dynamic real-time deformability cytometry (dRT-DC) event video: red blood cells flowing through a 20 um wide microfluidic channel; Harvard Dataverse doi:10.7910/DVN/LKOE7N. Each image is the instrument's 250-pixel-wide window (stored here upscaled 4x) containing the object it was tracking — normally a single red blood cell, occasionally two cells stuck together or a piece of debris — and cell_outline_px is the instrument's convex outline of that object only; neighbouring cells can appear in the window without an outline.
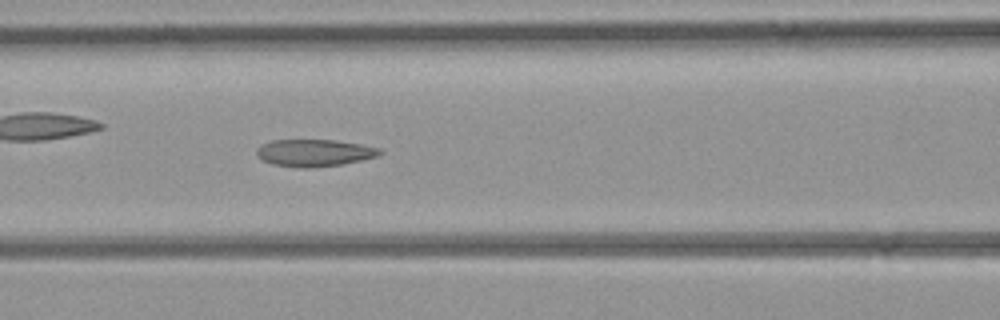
{"species": "common noctule bat (a hibernating species)", "species_latin": "Nyctalus noctula", "temperature_condition": "room temperature", "stored_images_in_passage": 40, "camera_frame_rate_fps": 3000, "um_per_image_px": 0.085, "animal": {"sex": "female", "body_mass_g": 21.9}, "frame": {"image": 1, "passage_image": 14, "time_ms": 4.333, "image_size_px": [1000, 320], "cell_outline_px": [[384, 152], [380, 156], [344, 164], [312, 168], [300, 168], [272, 164], [256, 156], [256, 148], [272, 140], [332, 140], [360, 144], [380, 148]], "centroid_in_image_um": [26.75, 13.0], "position_along_channel_um": 139.9, "area_um2": 19.59}}
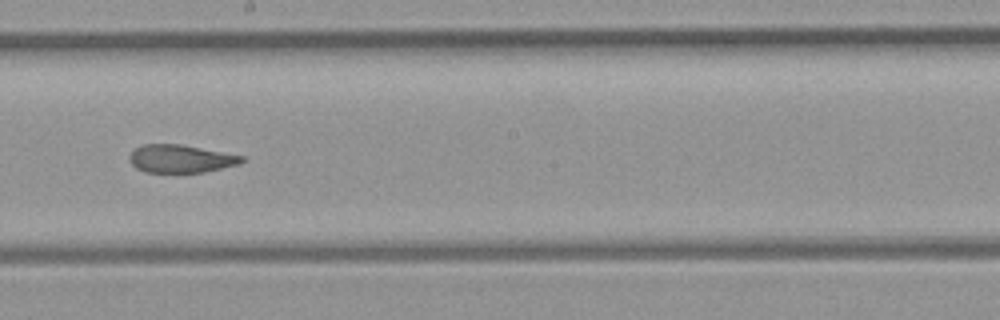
{"frame": {"image": 2, "passage_image": 20, "time_ms": 6.333, "image_size_px": [1000, 320], "cell_outline_px": [[244, 160], [240, 164], [204, 172], [144, 172], [136, 168], [132, 164], [128, 156], [136, 148], [144, 144], [180, 144], [244, 156]], "centroid_in_image_um": [15.36, 13.49], "position_along_channel_um": 232.8, "area_um2": 18.15}}
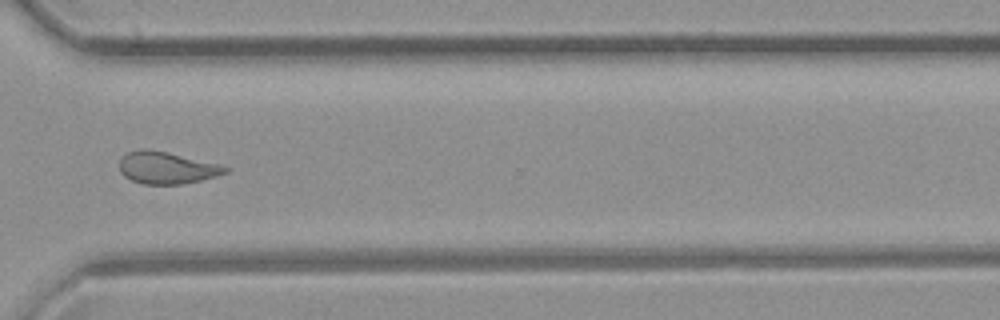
{"frame": {"image": 3, "passage_image": 28, "time_ms": 9.0, "image_size_px": [1000, 320], "cell_outline_px": [[228, 172], [216, 176], [200, 180], [180, 184], [144, 184], [132, 180], [124, 176], [120, 172], [120, 160], [128, 152], [140, 148], [148, 148], [168, 152], [220, 164], [228, 168]], "centroid_in_image_um": [14.16, 14.25], "position_along_channel_um": 356.4, "area_um2": 19.71}}